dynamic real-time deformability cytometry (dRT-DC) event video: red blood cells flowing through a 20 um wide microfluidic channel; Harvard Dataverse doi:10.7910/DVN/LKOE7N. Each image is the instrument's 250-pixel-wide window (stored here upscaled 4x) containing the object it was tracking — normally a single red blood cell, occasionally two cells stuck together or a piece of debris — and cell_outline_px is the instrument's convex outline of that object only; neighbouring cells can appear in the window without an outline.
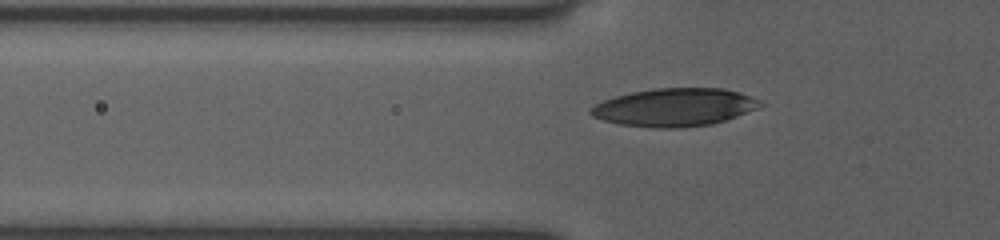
{"species": "human", "species_latin": "Homo sapiens", "temperature_condition": "room temperature", "stored_images_in_passage": 11, "camera_frame_rate_fps": 3000, "um_per_image_px": 0.085, "donor": {"sex": "female"}, "frame": {"image": 1, "passage_image": 11, "time_ms": 3.333, "image_size_px": [1000, 240], "cell_outline_px": [[764, 104], [756, 108], [736, 116], [712, 124], [680, 128], [652, 128], [620, 124], [604, 120], [592, 116], [588, 112], [596, 104], [604, 100], [616, 96], [632, 92], [656, 88], [720, 88], [740, 92], [752, 96], [760, 100]], "centroid_in_image_um": [57.34, 9.12], "position_along_channel_um": 68.5, "area_um2": 37.34}}